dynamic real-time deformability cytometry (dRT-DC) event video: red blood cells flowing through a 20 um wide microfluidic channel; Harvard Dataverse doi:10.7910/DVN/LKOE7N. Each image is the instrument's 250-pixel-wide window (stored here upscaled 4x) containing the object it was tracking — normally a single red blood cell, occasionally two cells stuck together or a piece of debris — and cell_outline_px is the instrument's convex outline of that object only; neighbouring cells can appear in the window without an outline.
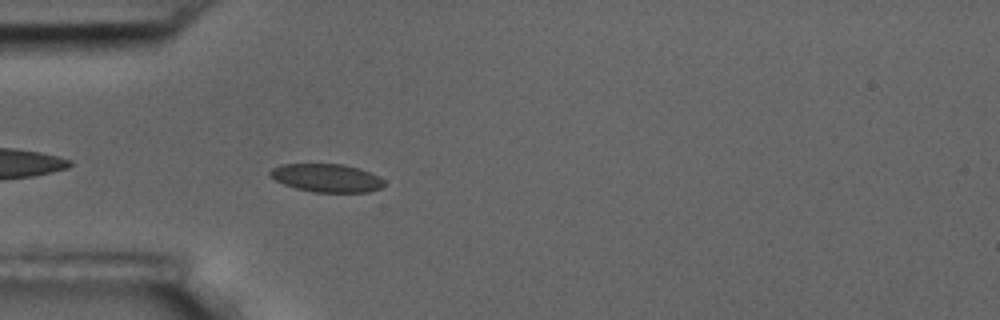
{"species": "common noctule bat (a hibernating species)", "species_latin": "Nyctalus noctula", "temperature_condition": "room temperature", "stored_images_in_passage": 4, "camera_frame_rate_fps": 3000, "um_per_image_px": 0.085, "animal": {"sex": "male", "body_mass_g": 17.5, "forearm_length_mm": 52.3}, "frame": {"image": 1, "passage_image": 4, "time_ms": 3.667, "image_size_px": [1000, 320], "cell_outline_px": [[384, 184], [380, 188], [368, 192], [312, 192], [296, 188], [284, 184], [276, 180], [268, 172], [272, 168], [280, 164], [340, 164], [360, 168], [384, 180]], "centroid_in_image_um": [27.74, 15.12], "position_along_channel_um": 57.3, "area_um2": 18.55}}